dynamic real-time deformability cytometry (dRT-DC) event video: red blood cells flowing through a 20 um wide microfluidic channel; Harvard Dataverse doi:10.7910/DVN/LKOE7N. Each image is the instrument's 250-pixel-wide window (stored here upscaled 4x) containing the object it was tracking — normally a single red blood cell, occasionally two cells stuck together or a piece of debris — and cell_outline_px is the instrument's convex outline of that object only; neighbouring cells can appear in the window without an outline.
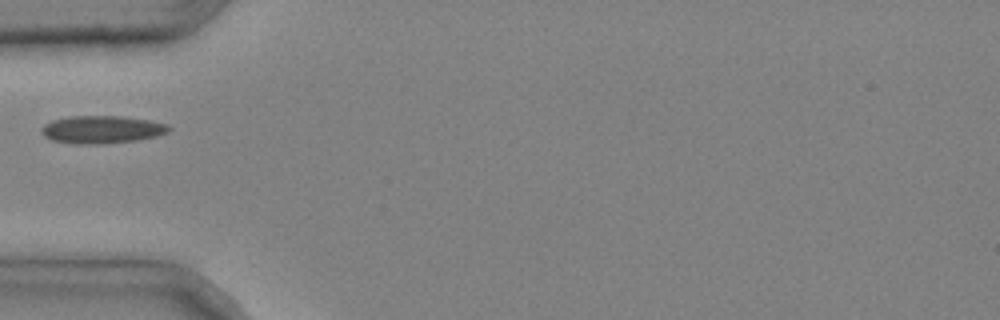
{"species": "common noctule bat (a hibernating species)", "species_latin": "Nyctalus noctula", "temperature_condition": "cold", "stored_images_in_passage": 2, "camera_frame_rate_fps": 3000, "um_per_image_px": 0.085, "animal": {"sex": "male", "body_mass_g": 20.4}, "frame": {"image": 1, "passage_image": 1, "time_ms": 0.0, "image_size_px": [1000, 320], "cell_outline_px": [[172, 128], [168, 132], [156, 136], [136, 140], [104, 144], [76, 144], [52, 140], [44, 136], [40, 132], [40, 128], [44, 124], [52, 120], [68, 116], [120, 116], [148, 120], [168, 124]], "centroid_in_image_um": [8.63, 11.01], "position_along_channel_um": 76.4, "area_um2": 20.69}}